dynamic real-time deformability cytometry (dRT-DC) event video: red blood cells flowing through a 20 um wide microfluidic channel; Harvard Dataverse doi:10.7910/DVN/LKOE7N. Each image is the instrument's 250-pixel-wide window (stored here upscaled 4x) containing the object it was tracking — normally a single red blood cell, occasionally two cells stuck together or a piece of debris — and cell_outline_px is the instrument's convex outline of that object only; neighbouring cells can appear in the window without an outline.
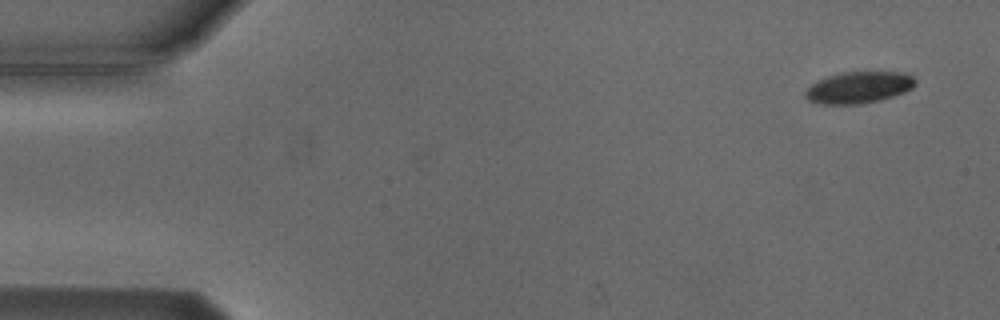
{"species": "Egyptian fruit bat (a non-hibernating species)", "species_latin": "Rousettus aegyptiacus", "temperature_condition": "cold", "stored_images_in_passage": 9, "camera_frame_rate_fps": 3000, "um_per_image_px": 0.085, "animal": {"sex": "male"}, "frame": {"image": 1, "passage_image": 1, "time_ms": 0.0, "image_size_px": [1000, 320], "cell_outline_px": [[916, 84], [912, 88], [904, 92], [880, 100], [860, 104], [820, 104], [808, 100], [804, 96], [804, 92], [816, 80], [840, 72], [908, 72], [916, 80]], "centroid_in_image_um": [72.99, 7.42], "position_along_channel_um": 12.0, "area_um2": 20.4}}
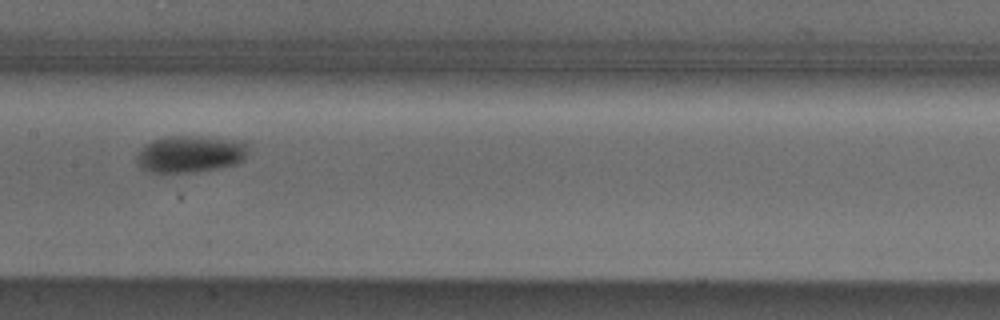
{"frame": {"image": 2, "passage_image": 7, "time_ms": 8.0, "image_size_px": [1000, 320], "cell_outline_px": [[248, 148], [244, 160], [236, 164], [216, 168], [192, 172], [148, 172], [140, 168], [136, 160], [136, 156], [144, 144], [152, 140], [168, 136], [196, 136], [244, 140]], "centroid_in_image_um": [16.16, 13.08], "position_along_channel_um": 191.2, "area_um2": 24.16}}
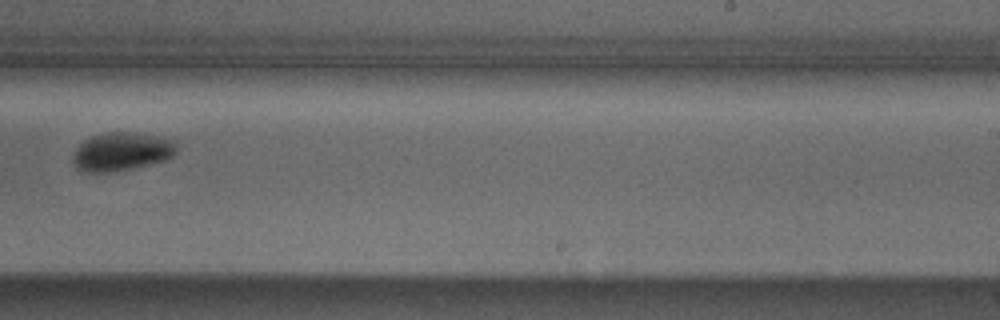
{"frame": {"image": 3, "passage_image": 9, "time_ms": 10.333, "image_size_px": [1000, 320], "cell_outline_px": [[176, 152], [172, 156], [164, 160], [132, 168], [112, 172], [88, 172], [76, 168], [72, 160], [72, 156], [76, 148], [84, 140], [92, 136], [104, 132], [136, 132], [176, 140]], "centroid_in_image_um": [10.32, 12.87], "position_along_channel_um": 278.7, "area_um2": 23.24}}